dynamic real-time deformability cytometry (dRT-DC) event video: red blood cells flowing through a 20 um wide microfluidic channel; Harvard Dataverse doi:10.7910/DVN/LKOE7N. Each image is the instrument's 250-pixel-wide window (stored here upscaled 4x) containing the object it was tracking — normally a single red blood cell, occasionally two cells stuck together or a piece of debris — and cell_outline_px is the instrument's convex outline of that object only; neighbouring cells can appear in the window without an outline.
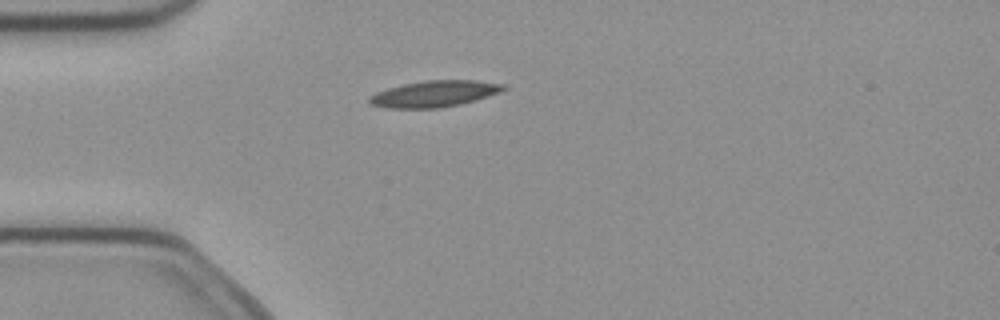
{"species": "common noctule bat (a hibernating species)", "species_latin": "Nyctalus noctula", "temperature_condition": "cold", "stored_images_in_passage": 4, "camera_frame_rate_fps": 3000, "um_per_image_px": 0.085, "animal": {"sex": "female", "body_mass_g": 21.9}, "frame": {"image": 1, "passage_image": 3, "time_ms": 0.667, "image_size_px": [1000, 320], "cell_outline_px": [[508, 88], [500, 92], [476, 100], [460, 104], [440, 108], [388, 108], [368, 104], [368, 96], [376, 92], [388, 88], [404, 84], [424, 80], [476, 80], [504, 84]], "centroid_in_image_um": [36.91, 7.97], "position_along_channel_um": 48.1, "area_um2": 20.69}}